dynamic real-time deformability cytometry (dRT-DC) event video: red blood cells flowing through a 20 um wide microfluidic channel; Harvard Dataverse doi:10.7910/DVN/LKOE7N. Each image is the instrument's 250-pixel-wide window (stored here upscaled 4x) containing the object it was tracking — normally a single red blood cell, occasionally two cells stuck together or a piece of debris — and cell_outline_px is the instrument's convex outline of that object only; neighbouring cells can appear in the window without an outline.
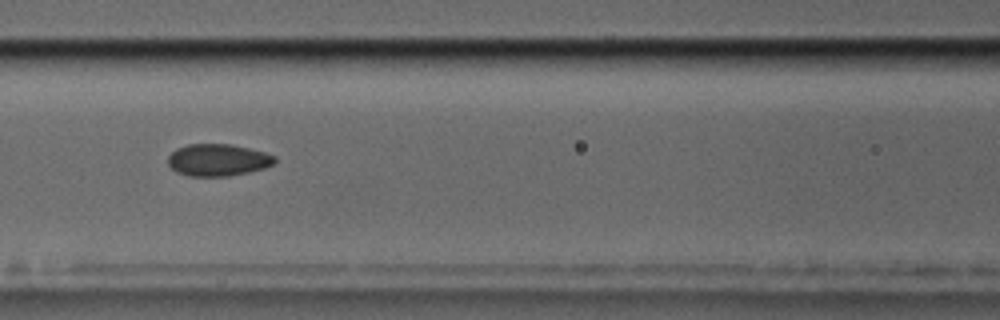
{"species": "common noctule bat (a hibernating species)", "species_latin": "Nyctalus noctula", "temperature_condition": "cold", "stored_images_in_passage": 10, "camera_frame_rate_fps": 3000, "um_per_image_px": 0.085, "animal": {"sex": "male", "body_mass_g": 17.5, "forearm_length_mm": 52.3}, "frame": {"image": 1, "passage_image": 7, "time_ms": 7.0, "image_size_px": [1000, 320], "cell_outline_px": [[276, 164], [264, 168], [248, 172], [228, 176], [188, 176], [176, 172], [168, 164], [168, 156], [176, 148], [188, 144], [232, 144], [264, 152], [276, 156]], "centroid_in_image_um": [18.53, 13.6], "position_along_channel_um": 148.1, "area_um2": 20.06}}
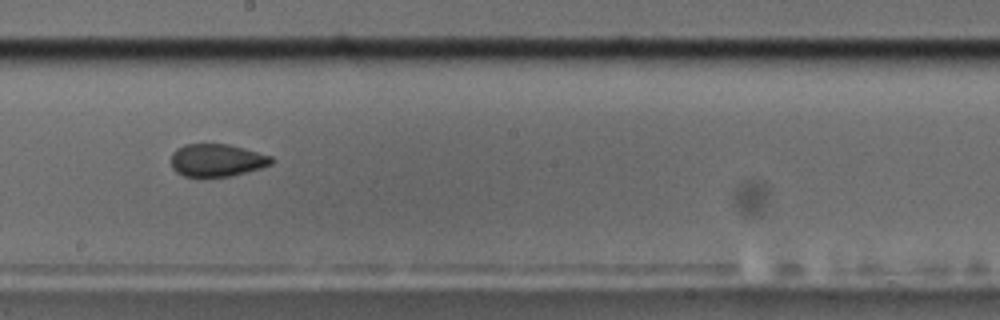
{"frame": {"image": 2, "passage_image": 9, "time_ms": 9.333, "image_size_px": [1000, 320], "cell_outline_px": [[276, 160], [272, 164], [260, 168], [232, 176], [184, 176], [176, 172], [172, 168], [172, 152], [176, 148], [184, 144], [228, 144], [244, 148], [272, 156]], "centroid_in_image_um": [18.45, 13.61], "position_along_channel_um": 229.8, "area_um2": 19.13}}
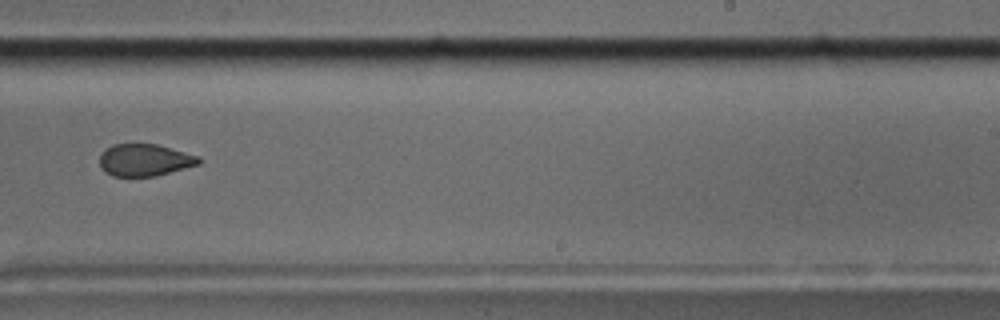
{"frame": {"image": 3, "passage_image": 10, "time_ms": 10.667, "image_size_px": [1000, 320], "cell_outline_px": [[200, 164], [156, 176], [112, 176], [104, 172], [100, 168], [100, 152], [112, 144], [156, 144], [200, 156]], "centroid_in_image_um": [12.27, 13.6], "position_along_channel_um": 276.7, "area_um2": 18.67}}